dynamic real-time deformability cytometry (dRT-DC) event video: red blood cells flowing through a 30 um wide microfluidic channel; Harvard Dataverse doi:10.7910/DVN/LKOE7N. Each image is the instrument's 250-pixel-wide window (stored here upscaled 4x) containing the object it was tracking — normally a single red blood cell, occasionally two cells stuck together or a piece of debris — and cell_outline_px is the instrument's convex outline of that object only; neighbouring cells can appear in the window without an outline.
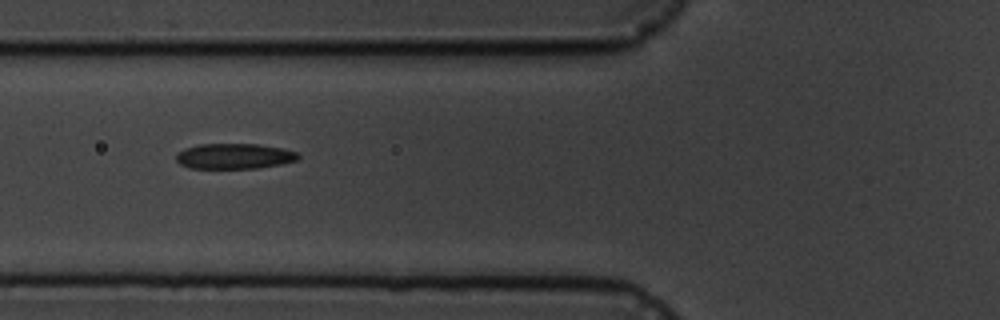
{"species": "common noctule bat (a hibernating species)", "species_latin": "Nyctalus noctula", "temperature_condition": "cold", "stored_images_in_passage": 10, "camera_frame_rate_fps": 3000, "um_per_image_px": 0.085, "animal": {"sex": "male", "body_mass_g": 19.5, "forearm_length_mm": 54.6}, "frame": {"image": 1, "passage_image": 7, "time_ms": 7.0, "image_size_px": [1000, 320], "cell_outline_px": [[300, 156], [296, 160], [280, 164], [256, 168], [188, 168], [180, 164], [176, 160], [176, 156], [184, 148], [200, 144], [256, 144], [280, 148], [296, 152]], "centroid_in_image_um": [19.88, 13.28], "position_along_channel_um": 105.9, "area_um2": 17.86}}
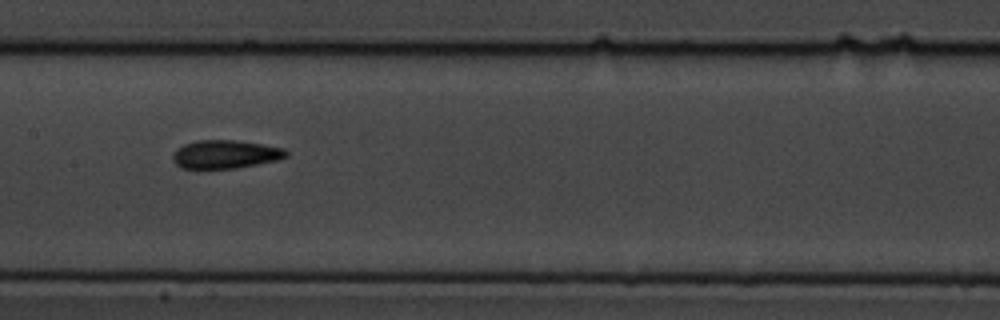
{"frame": {"image": 2, "passage_image": 9, "time_ms": 9.333, "image_size_px": [1000, 320], "cell_outline_px": [[288, 156], [280, 160], [236, 168], [180, 168], [172, 160], [172, 156], [184, 144], [196, 140], [236, 140], [284, 148], [288, 152]], "centroid_in_image_um": [19.19, 13.12], "position_along_channel_um": 188.2, "area_um2": 18.67}}
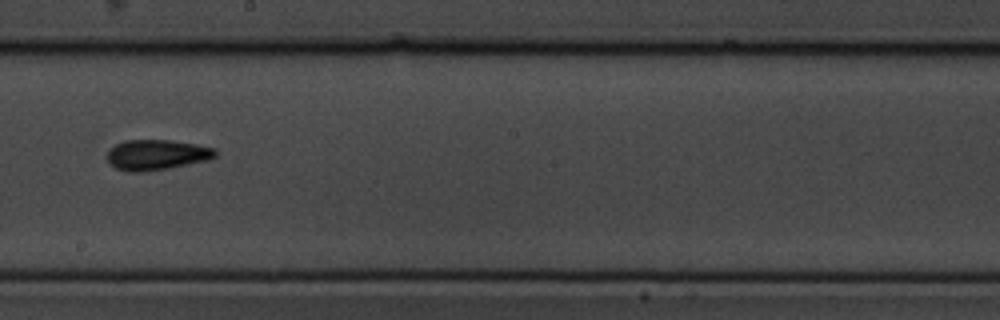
{"frame": {"image": 3, "passage_image": 10, "time_ms": 10.667, "image_size_px": [1000, 320], "cell_outline_px": [[216, 156], [208, 160], [168, 168], [140, 172], [128, 172], [116, 168], [108, 160], [108, 152], [116, 144], [124, 140], [168, 140], [196, 144], [216, 148]], "centroid_in_image_um": [13.33, 13.15], "position_along_channel_um": 234.9, "area_um2": 18.96}}